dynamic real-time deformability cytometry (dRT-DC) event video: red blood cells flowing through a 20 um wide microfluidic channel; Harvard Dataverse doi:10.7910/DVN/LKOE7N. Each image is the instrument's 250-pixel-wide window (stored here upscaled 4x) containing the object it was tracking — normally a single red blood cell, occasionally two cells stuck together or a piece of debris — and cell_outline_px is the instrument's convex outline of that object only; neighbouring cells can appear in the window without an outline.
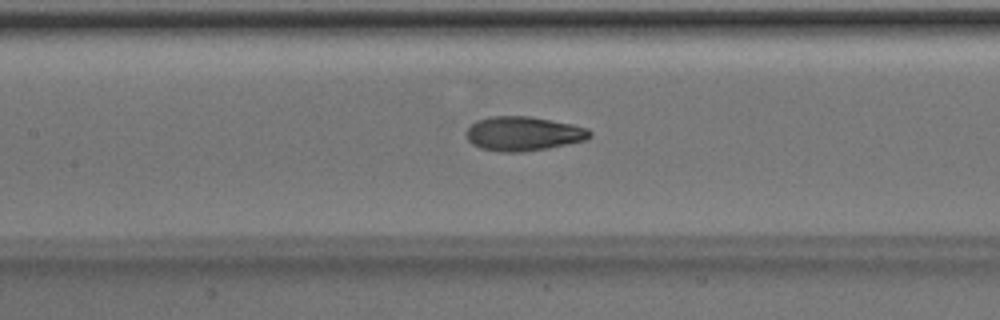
{"species": "Egyptian fruit bat (a non-hibernating species)", "species_latin": "Rousettus aegyptiacus", "temperature_condition": "room temperature", "stored_images_in_passage": 50, "camera_frame_rate_fps": 3000, "um_per_image_px": 0.085, "animal": {"sex": "male"}, "frame": {"image": 1, "passage_image": 23, "time_ms": 7.333, "image_size_px": [1000, 320], "cell_outline_px": [[592, 136], [588, 140], [548, 148], [520, 152], [500, 152], [480, 148], [472, 144], [468, 140], [464, 132], [476, 120], [492, 116], [528, 116], [572, 124], [588, 128], [592, 132]], "centroid_in_image_um": [44.49, 11.36], "position_along_channel_um": 162.9, "area_um2": 24.85}}
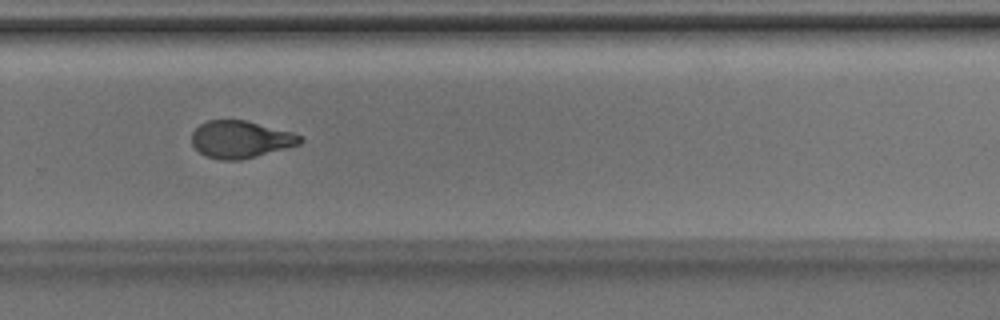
{"frame": {"image": 2, "passage_image": 34, "time_ms": 11.0, "image_size_px": [1000, 320], "cell_outline_px": [[304, 140], [300, 144], [256, 156], [240, 160], [220, 160], [204, 156], [192, 144], [192, 132], [200, 124], [208, 120], [244, 120], [292, 132], [304, 136]], "centroid_in_image_um": [20.45, 11.85], "position_along_channel_um": 309.4, "area_um2": 23.47}}
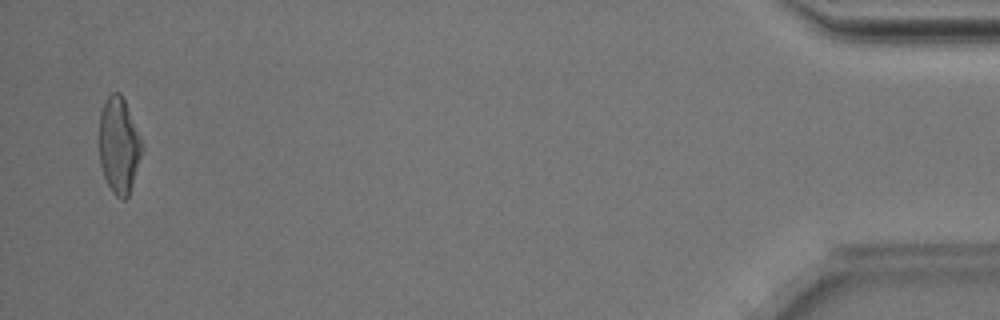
{"frame": {"image": 3, "passage_image": 49, "time_ms": 16.0, "image_size_px": [1000, 320], "cell_outline_px": [[140, 156], [128, 196], [124, 200], [116, 196], [112, 192], [104, 176], [100, 164], [100, 112], [108, 96], [112, 92], [120, 92], [124, 100], [140, 140]], "centroid_in_image_um": [10.06, 12.37], "position_along_channel_um": 425.1, "area_um2": 22.89}, "authors_computed_cell_mechanics": {"area_um2": 24.276, "velocity_mm_per_s": 4.0178, "shape_relaxation_time_tau1_ms": 4.2919, "shape_relaxation_time_tau2_ms": 1.3137, "deformation_change_tau1": 0.1706, "deformation_change_tau2": 0.0722}}